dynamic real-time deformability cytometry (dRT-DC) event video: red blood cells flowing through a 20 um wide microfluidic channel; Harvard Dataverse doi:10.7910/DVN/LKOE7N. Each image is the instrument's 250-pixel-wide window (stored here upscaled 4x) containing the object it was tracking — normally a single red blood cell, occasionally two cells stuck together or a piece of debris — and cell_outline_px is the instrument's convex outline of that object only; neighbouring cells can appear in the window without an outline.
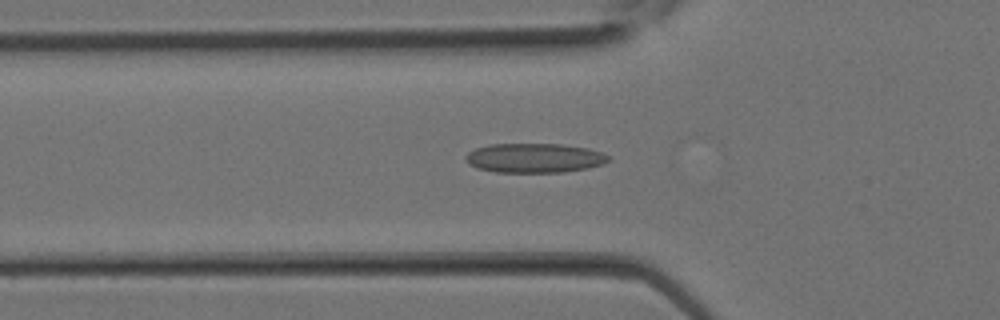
{"species": "Egyptian fruit bat (a non-hibernating species)", "species_latin": "Rousettus aegyptiacus", "temperature_condition": "room temperature", "stored_images_in_passage": 18, "camera_frame_rate_fps": 3000, "um_per_image_px": 0.085, "animal": {"sex": "female"}, "frame": {"image": 1, "passage_image": 10, "time_ms": 3.0, "image_size_px": [1000, 320], "cell_outline_px": [[612, 160], [604, 164], [588, 168], [564, 172], [496, 172], [476, 168], [468, 164], [464, 160], [464, 156], [468, 152], [476, 148], [492, 144], [560, 144], [588, 148], [612, 156]], "centroid_in_image_um": [45.44, 13.43], "position_along_channel_um": 80.4, "area_um2": 24.74}}
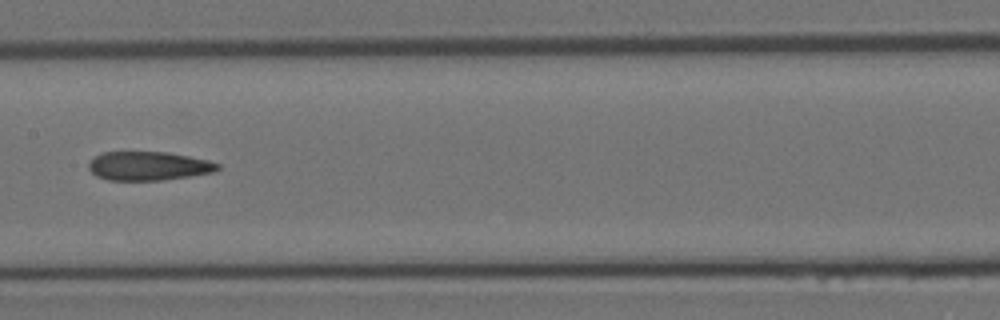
{"frame": {"image": 2, "passage_image": 15, "time_ms": 4.667, "image_size_px": [1000, 320], "cell_outline_px": [[220, 168], [212, 172], [188, 176], [160, 180], [108, 180], [96, 176], [88, 168], [88, 164], [96, 156], [104, 152], [168, 152], [208, 160], [220, 164]], "centroid_in_image_um": [12.61, 14.1], "position_along_channel_um": 194.8, "area_um2": 21.44}}
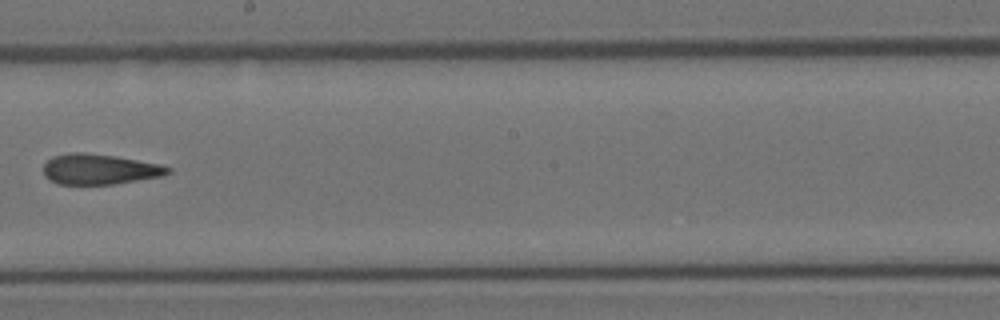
{"frame": {"image": 3, "passage_image": 17, "time_ms": 5.333, "image_size_px": [1000, 320], "cell_outline_px": [[172, 172], [164, 176], [116, 184], [56, 184], [48, 180], [44, 176], [44, 164], [52, 156], [72, 152], [84, 152], [116, 156], [160, 164], [172, 168]], "centroid_in_image_um": [8.47, 14.39], "position_along_channel_um": 239.7, "area_um2": 22.37}}